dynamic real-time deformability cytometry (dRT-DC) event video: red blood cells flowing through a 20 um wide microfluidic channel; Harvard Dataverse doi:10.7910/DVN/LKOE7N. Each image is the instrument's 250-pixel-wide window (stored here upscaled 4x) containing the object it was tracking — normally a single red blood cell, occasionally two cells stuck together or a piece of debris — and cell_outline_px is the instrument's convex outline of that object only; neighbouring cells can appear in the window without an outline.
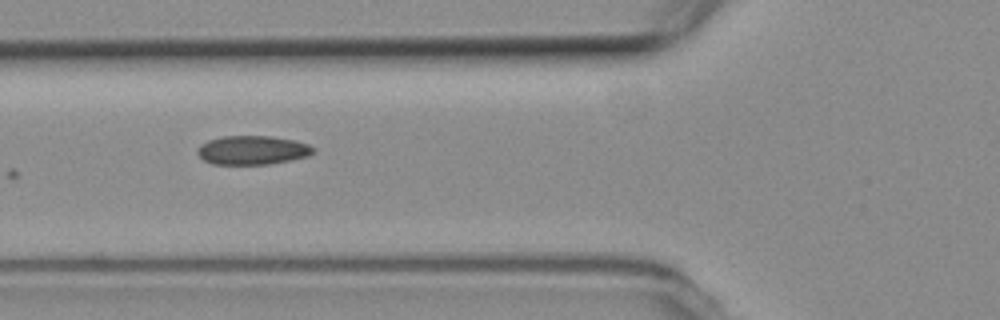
{"species": "common noctule bat (a hibernating species)", "species_latin": "Nyctalus noctula", "temperature_condition": "room temperature", "stored_images_in_passage": 7, "camera_frame_rate_fps": 3000, "um_per_image_px": 0.085, "animal": {"sex": "female", "body_mass_g": 19.3, "forearm_length_mm": 54.1}, "frame": {"image": 1, "passage_image": 7, "time_ms": 7.0, "image_size_px": [1000, 320], "cell_outline_px": [[316, 148], [308, 156], [292, 160], [268, 164], [212, 164], [204, 160], [196, 152], [196, 148], [200, 144], [208, 140], [224, 136], [272, 136], [296, 140], [308, 144]], "centroid_in_image_um": [21.45, 12.76], "position_along_channel_um": 104.3, "area_um2": 19.65}}